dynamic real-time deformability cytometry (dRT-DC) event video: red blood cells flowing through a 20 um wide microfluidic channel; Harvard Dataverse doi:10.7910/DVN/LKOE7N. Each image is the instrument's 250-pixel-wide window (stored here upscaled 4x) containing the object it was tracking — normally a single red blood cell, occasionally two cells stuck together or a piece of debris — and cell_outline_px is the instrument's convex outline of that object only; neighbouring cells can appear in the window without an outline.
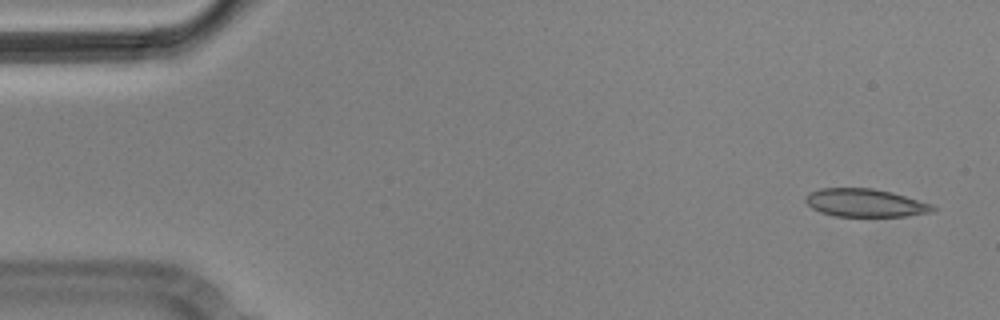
{"species": "Egyptian fruit bat (a non-hibernating species)", "species_latin": "Rousettus aegyptiacus", "temperature_condition": "cold", "stored_images_in_passage": 4, "camera_frame_rate_fps": 3000, "um_per_image_px": 0.085, "animal": {"sex": "male"}, "frame": {"image": 1, "passage_image": 1, "time_ms": 0.0, "image_size_px": [1000, 320], "cell_outline_px": [[936, 208], [932, 212], [904, 216], [836, 216], [820, 212], [812, 208], [804, 200], [804, 196], [808, 192], [820, 188], [872, 188], [892, 192], [932, 204]], "centroid_in_image_um": [73.5, 17.23], "position_along_channel_um": 11.5, "area_um2": 20.81}}
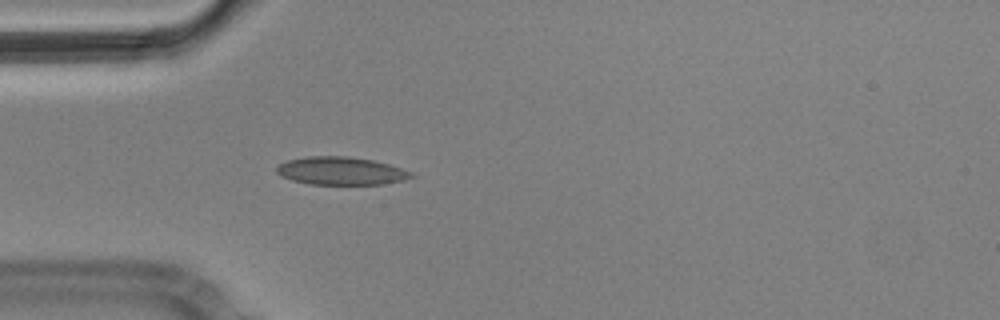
{"frame": {"image": 2, "passage_image": 4, "time_ms": 1.0, "image_size_px": [1000, 320], "cell_outline_px": [[416, 176], [404, 180], [384, 184], [308, 184], [292, 180], [280, 176], [276, 172], [276, 168], [280, 164], [288, 160], [308, 156], [348, 156], [372, 160], [388, 164], [412, 172]], "centroid_in_image_um": [28.98, 14.53], "position_along_channel_um": 56.0, "area_um2": 21.91}}